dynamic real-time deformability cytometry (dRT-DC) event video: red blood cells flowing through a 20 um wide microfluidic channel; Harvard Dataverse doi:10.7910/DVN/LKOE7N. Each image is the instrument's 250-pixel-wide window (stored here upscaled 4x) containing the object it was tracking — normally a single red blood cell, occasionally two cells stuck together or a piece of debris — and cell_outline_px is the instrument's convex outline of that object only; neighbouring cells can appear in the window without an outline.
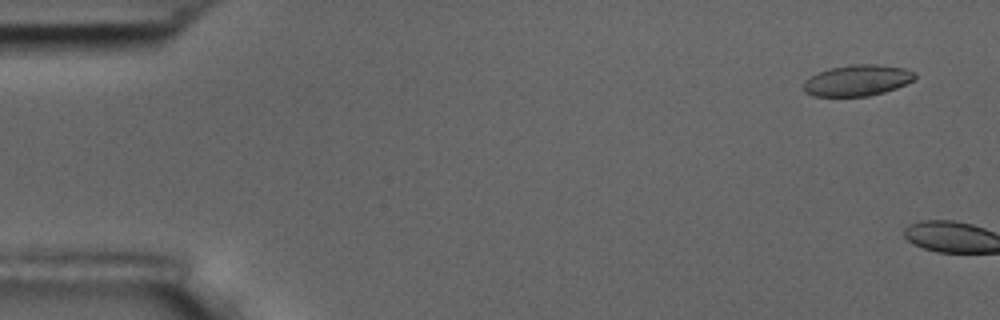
{"species": "common noctule bat (a hibernating species)", "species_latin": "Nyctalus noctula", "temperature_condition": "room temperature", "stored_images_in_passage": 2, "camera_frame_rate_fps": 3000, "um_per_image_px": 0.085, "animal": {"sex": "male", "body_mass_g": 17.5, "forearm_length_mm": 52.3}, "frame": {"image": 1, "passage_image": 1, "time_ms": 0.0, "image_size_px": [1000, 320], "cell_outline_px": [[916, 80], [896, 88], [884, 92], [868, 96], [812, 96], [804, 92], [804, 80], [828, 68], [848, 64], [876, 64], [904, 68], [916, 72]], "centroid_in_image_um": [72.9, 6.83], "position_along_channel_um": 12.1, "area_um2": 20.35}}